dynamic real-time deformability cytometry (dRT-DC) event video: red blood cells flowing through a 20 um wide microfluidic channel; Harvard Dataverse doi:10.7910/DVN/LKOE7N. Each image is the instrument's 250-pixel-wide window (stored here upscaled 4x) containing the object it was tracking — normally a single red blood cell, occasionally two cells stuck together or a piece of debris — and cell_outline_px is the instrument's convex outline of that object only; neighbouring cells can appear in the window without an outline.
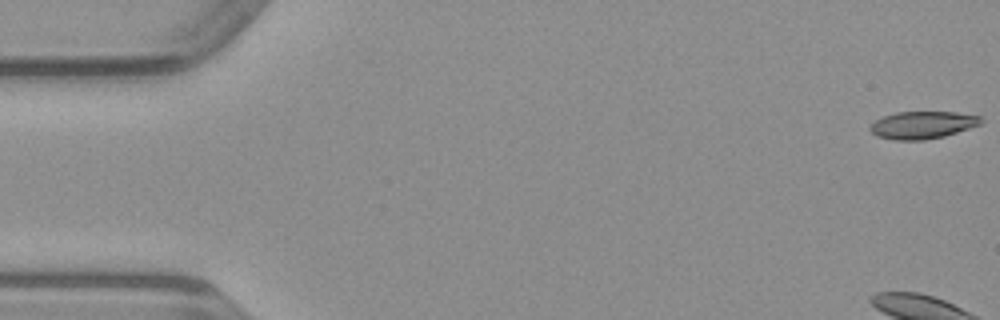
{"species": "common noctule bat (a hibernating species)", "species_latin": "Nyctalus noctula", "temperature_condition": "warm", "stored_images_in_passage": 51, "camera_frame_rate_fps": 3000, "um_per_image_px": 0.085, "animal": {"sex": "male", "body_mass_g": 23.1, "forearm_length_mm": 52.7}, "frame": {"image": 1, "passage_image": 1, "time_ms": 0.0, "image_size_px": [1000, 320], "cell_outline_px": [[984, 120], [980, 124], [944, 136], [924, 140], [896, 140], [876, 136], [868, 128], [876, 120], [884, 116], [896, 112], [956, 112], [980, 116]], "centroid_in_image_um": [78.41, 10.62], "position_along_channel_um": 6.6, "area_um2": 17.57}}
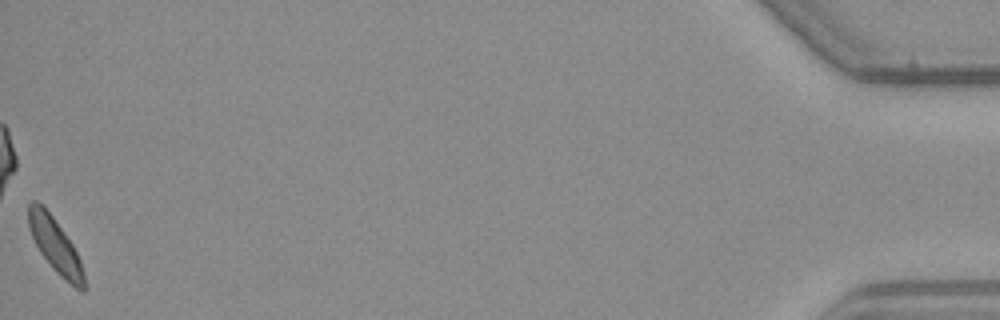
{"frame": {"image": 2, "passage_image": 51, "time_ms": 16.667, "image_size_px": [1000, 320], "cell_outline_px": [[84, 292], [76, 288], [60, 276], [52, 268], [40, 252], [28, 228], [28, 204], [32, 200], [36, 200], [52, 216], [72, 244], [80, 260], [84, 272]], "centroid_in_image_um": [4.68, 20.86], "position_along_channel_um": 430.5, "area_um2": 17.28}}